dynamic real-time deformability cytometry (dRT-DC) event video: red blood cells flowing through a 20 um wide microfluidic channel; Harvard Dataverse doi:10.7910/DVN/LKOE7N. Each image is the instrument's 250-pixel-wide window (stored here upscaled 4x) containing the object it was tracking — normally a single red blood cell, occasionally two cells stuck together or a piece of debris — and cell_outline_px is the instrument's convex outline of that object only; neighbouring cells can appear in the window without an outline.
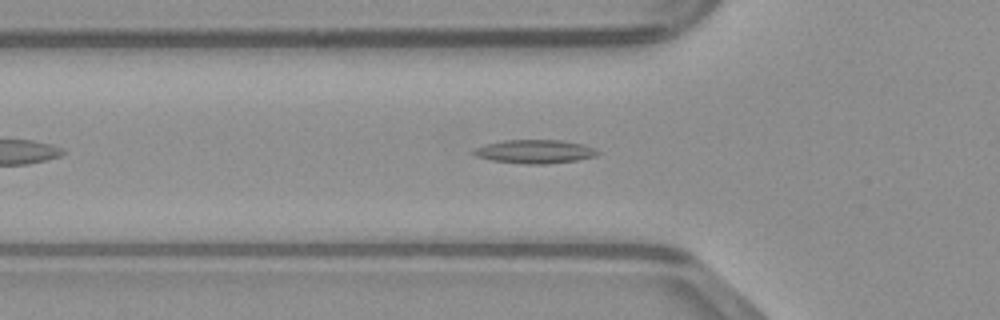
{"species": "common noctule bat (a hibernating species)", "species_latin": "Nyctalus noctula", "temperature_condition": "warm", "stored_images_in_passage": 40, "camera_frame_rate_fps": 3000, "um_per_image_px": 0.085, "animal": {"sex": "male", "body_mass_g": 23.1, "forearm_length_mm": 52.7}, "frame": {"image": 1, "passage_image": 7, "time_ms": 2.0, "image_size_px": [1000, 320], "cell_outline_px": [[600, 152], [596, 156], [576, 160], [548, 164], [524, 164], [492, 160], [476, 156], [472, 152], [476, 148], [488, 144], [504, 140], [560, 140], [584, 144], [596, 148]], "centroid_in_image_um": [45.52, 12.88], "position_along_channel_um": 80.3, "area_um2": 16.99}}
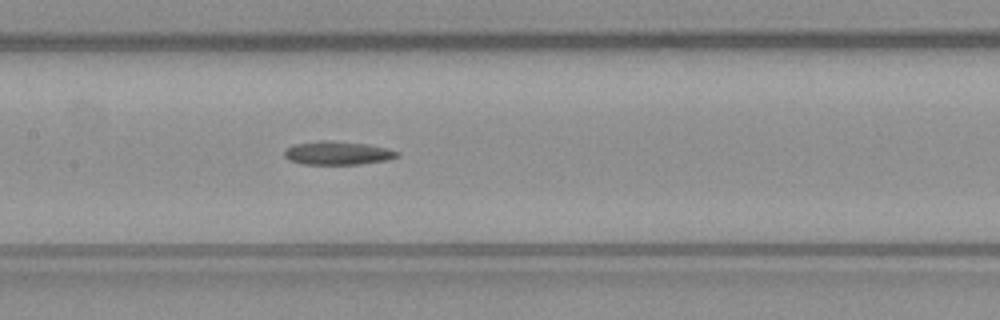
{"frame": {"image": 2, "passage_image": 14, "time_ms": 4.333, "image_size_px": [1000, 320], "cell_outline_px": [[400, 156], [388, 160], [360, 164], [304, 164], [292, 160], [284, 156], [284, 152], [288, 148], [296, 144], [320, 140], [328, 140], [368, 144], [388, 148], [400, 152]], "centroid_in_image_um": [28.77, 13.0], "position_along_channel_um": 178.6, "area_um2": 15.37}}
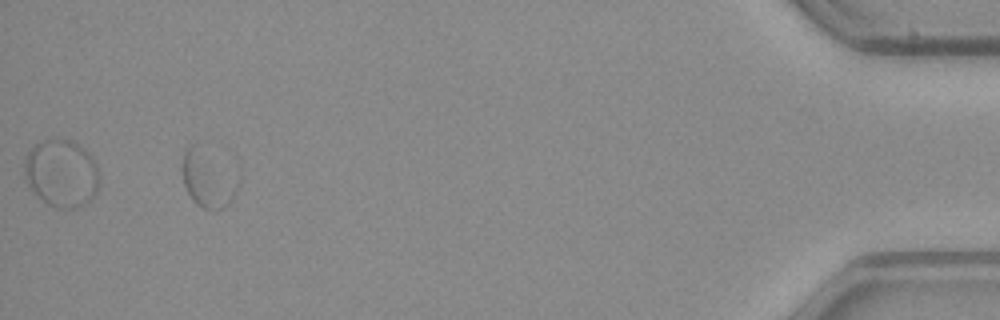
{"frame": {"image": 3, "passage_image": 37, "time_ms": 12.0, "image_size_px": [1000, 320], "cell_outline_px": [[236, 192], [228, 204], [220, 208], [204, 208], [196, 204], [192, 200], [184, 184], [184, 152], [192, 144], [236, 184]], "centroid_in_image_um": [17.54, 15.38], "position_along_channel_um": 417.7, "area_um2": 15.55}}